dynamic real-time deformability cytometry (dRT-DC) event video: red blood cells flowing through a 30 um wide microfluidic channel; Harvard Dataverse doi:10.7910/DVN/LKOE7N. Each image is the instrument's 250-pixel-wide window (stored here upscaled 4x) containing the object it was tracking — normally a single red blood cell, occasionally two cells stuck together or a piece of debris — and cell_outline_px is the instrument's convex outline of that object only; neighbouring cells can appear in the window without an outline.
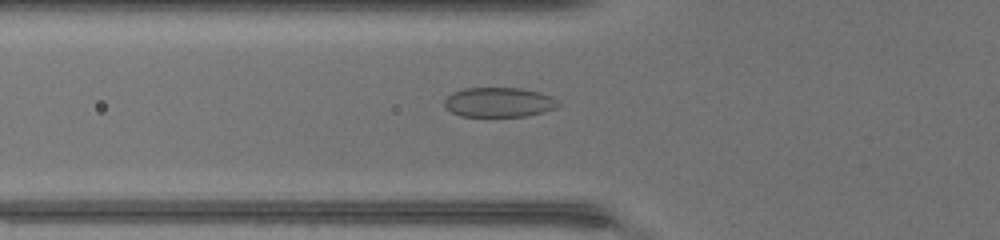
{"species": "common noctule bat (a hibernating species)", "species_latin": "Nyctalus noctula", "temperature_condition": "warm", "stored_images_in_passage": 30, "camera_frame_rate_fps": 3000, "um_per_image_px": 0.085, "animal": {"sex": "female", "body_mass_g": 17.0, "forearm_length_mm": 48.0}, "frame": {"image": 1, "passage_image": 2, "time_ms": 0.333, "image_size_px": [1000, 240], "cell_outline_px": [[560, 104], [556, 108], [544, 112], [528, 116], [460, 116], [452, 112], [444, 104], [444, 100], [452, 92], [464, 88], [520, 88], [540, 92], [552, 96]], "centroid_in_image_um": [42.43, 8.69], "position_along_channel_um": 83.4, "area_um2": 19.71}}
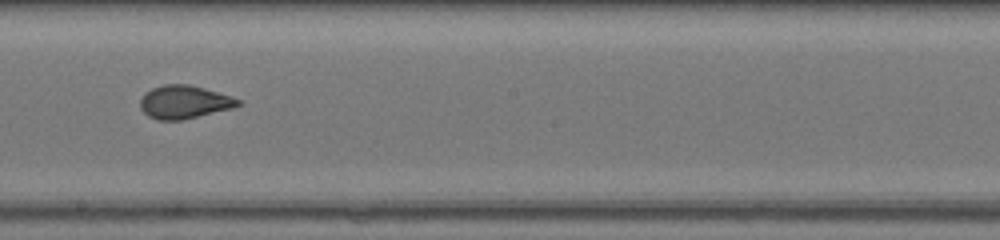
{"frame": {"image": 2, "passage_image": 12, "time_ms": 3.667, "image_size_px": [1000, 240], "cell_outline_px": [[244, 104], [232, 108], [180, 120], [156, 120], [148, 116], [140, 108], [140, 100], [144, 92], [152, 88], [164, 84], [188, 84], [204, 88], [232, 96], [240, 100]], "centroid_in_image_um": [15.65, 8.66], "position_along_channel_um": 232.6, "area_um2": 18.96}}
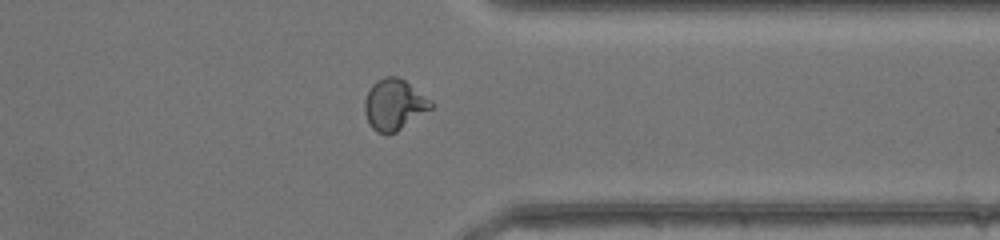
{"frame": {"image": 3, "passage_image": 22, "time_ms": 7.0, "image_size_px": [1000, 240], "cell_outline_px": [[432, 108], [396, 132], [388, 136], [376, 132], [372, 128], [364, 112], [364, 100], [372, 84], [376, 80], [384, 76], [396, 76], [404, 80], [432, 100]], "centroid_in_image_um": [33.48, 8.9], "position_along_channel_um": 377.9, "area_um2": 19.77}}